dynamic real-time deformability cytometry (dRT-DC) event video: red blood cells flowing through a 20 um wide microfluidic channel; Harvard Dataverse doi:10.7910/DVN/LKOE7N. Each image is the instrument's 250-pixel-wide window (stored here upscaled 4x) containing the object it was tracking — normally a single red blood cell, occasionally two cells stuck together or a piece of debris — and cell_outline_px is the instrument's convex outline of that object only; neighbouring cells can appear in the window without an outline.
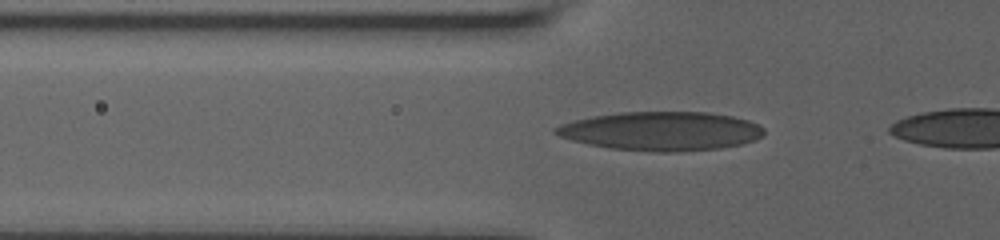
{"species": "human", "species_latin": "Homo sapiens", "temperature_condition": "room temperature", "stored_images_in_passage": 5, "camera_frame_rate_fps": 3000, "um_per_image_px": 0.085, "donor": {"sex": "male"}, "frame": {"image": 1, "passage_image": 3, "time_ms": 0.667, "image_size_px": [1000, 240], "cell_outline_px": [[764, 132], [756, 140], [740, 144], [720, 148], [676, 152], [652, 152], [612, 148], [588, 144], [572, 140], [560, 136], [552, 132], [552, 128], [560, 124], [592, 116], [620, 112], [708, 112], [732, 116], [748, 120], [760, 124], [764, 128]], "centroid_in_image_um": [56.21, 11.14], "position_along_channel_um": 69.6, "area_um2": 47.28}}